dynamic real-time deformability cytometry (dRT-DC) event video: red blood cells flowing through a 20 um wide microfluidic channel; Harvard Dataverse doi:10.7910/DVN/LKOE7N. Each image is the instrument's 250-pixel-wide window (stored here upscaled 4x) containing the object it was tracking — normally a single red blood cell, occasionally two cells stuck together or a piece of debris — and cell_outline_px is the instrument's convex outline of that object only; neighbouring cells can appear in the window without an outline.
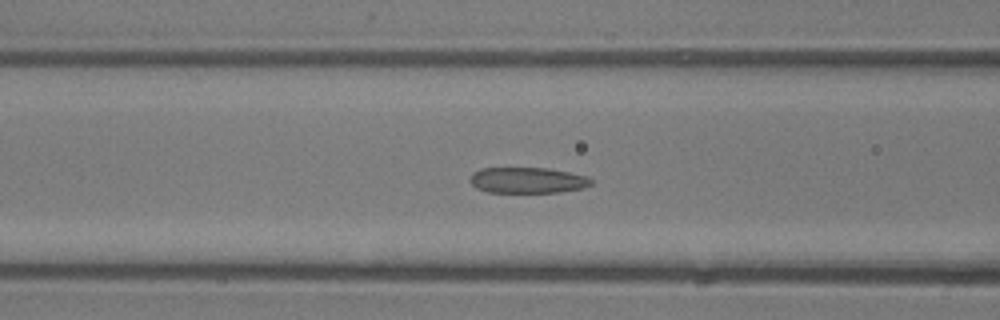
{"species": "common noctule bat (a hibernating species)", "species_latin": "Nyctalus noctula", "temperature_condition": "room temperature", "stored_images_in_passage": 47, "camera_frame_rate_fps": 3000, "um_per_image_px": 0.085, "animal": {"sex": "male", "body_mass_g": 13.3}, "frame": {"image": 1, "passage_image": 18, "time_ms": 5.667, "image_size_px": [1000, 320], "cell_outline_px": [[592, 184], [584, 188], [560, 192], [488, 192], [476, 188], [468, 180], [472, 172], [480, 168], [548, 168], [588, 176], [592, 180]], "centroid_in_image_um": [44.82, 15.32], "position_along_channel_um": 121.8, "area_um2": 18.38}}
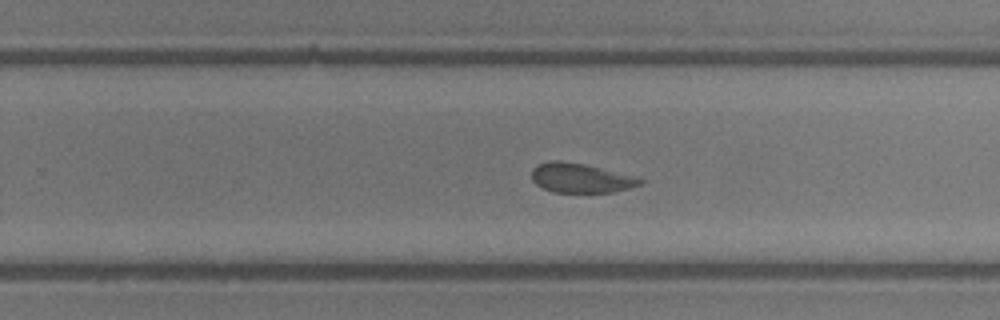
{"frame": {"image": 2, "passage_image": 29, "time_ms": 9.333, "image_size_px": [1000, 320], "cell_outline_px": [[644, 180], [640, 184], [628, 188], [612, 192], [552, 192], [536, 184], [532, 180], [532, 168], [536, 164], [556, 160], [560, 160], [584, 164], [636, 176]], "centroid_in_image_um": [49.33, 15.12], "position_along_channel_um": 280.5, "area_um2": 18.5}}
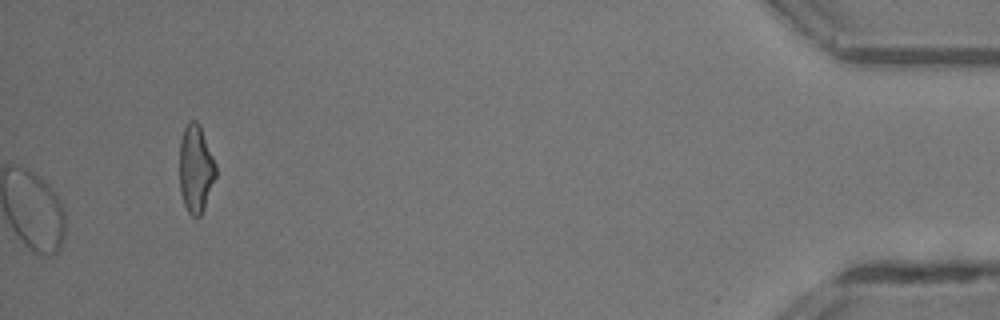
{"frame": {"image": 3, "passage_image": 47, "time_ms": 15.333, "image_size_px": [1000, 320], "cell_outline_px": [[216, 176], [204, 208], [200, 216], [192, 216], [188, 212], [184, 204], [180, 192], [180, 140], [184, 128], [188, 120], [196, 120], [200, 124], [216, 164]], "centroid_in_image_um": [16.64, 14.31], "position_along_channel_um": 418.6, "area_um2": 18.61}, "authors_computed_cell_mechanics": {"area_um2": 20.5768, "velocity_mm_per_s": 4.3313, "shape_relaxation_time_tau1_ms": null, "shape_relaxation_time_tau2_ms": 1.2627, "deformation_change_tau1": null, "deformation_change_tau2": 0.0644}}